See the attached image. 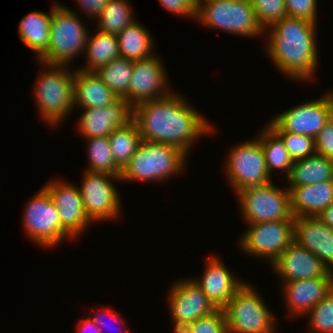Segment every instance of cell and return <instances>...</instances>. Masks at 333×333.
<instances>
[{"label": "cell", "instance_id": "obj_1", "mask_svg": "<svg viewBox=\"0 0 333 333\" xmlns=\"http://www.w3.org/2000/svg\"><path fill=\"white\" fill-rule=\"evenodd\" d=\"M132 119L142 140L169 144L187 155L199 137L214 130L210 122L175 91L162 99L135 105Z\"/></svg>", "mask_w": 333, "mask_h": 333}, {"label": "cell", "instance_id": "obj_2", "mask_svg": "<svg viewBox=\"0 0 333 333\" xmlns=\"http://www.w3.org/2000/svg\"><path fill=\"white\" fill-rule=\"evenodd\" d=\"M317 23L286 16L266 30V50L271 61L286 77L310 81L316 73Z\"/></svg>", "mask_w": 333, "mask_h": 333}, {"label": "cell", "instance_id": "obj_3", "mask_svg": "<svg viewBox=\"0 0 333 333\" xmlns=\"http://www.w3.org/2000/svg\"><path fill=\"white\" fill-rule=\"evenodd\" d=\"M188 155L164 143L142 140L129 162L121 170L120 181L158 182L182 173Z\"/></svg>", "mask_w": 333, "mask_h": 333}, {"label": "cell", "instance_id": "obj_4", "mask_svg": "<svg viewBox=\"0 0 333 333\" xmlns=\"http://www.w3.org/2000/svg\"><path fill=\"white\" fill-rule=\"evenodd\" d=\"M34 88L40 117L52 127L63 123L74 110V75L67 66L42 63Z\"/></svg>", "mask_w": 333, "mask_h": 333}, {"label": "cell", "instance_id": "obj_5", "mask_svg": "<svg viewBox=\"0 0 333 333\" xmlns=\"http://www.w3.org/2000/svg\"><path fill=\"white\" fill-rule=\"evenodd\" d=\"M78 15L73 10L54 2L49 47L38 59L40 64L68 66L80 52L84 53L90 33Z\"/></svg>", "mask_w": 333, "mask_h": 333}, {"label": "cell", "instance_id": "obj_6", "mask_svg": "<svg viewBox=\"0 0 333 333\" xmlns=\"http://www.w3.org/2000/svg\"><path fill=\"white\" fill-rule=\"evenodd\" d=\"M197 20L206 27L233 35L248 38L265 35L249 0H197Z\"/></svg>", "mask_w": 333, "mask_h": 333}, {"label": "cell", "instance_id": "obj_7", "mask_svg": "<svg viewBox=\"0 0 333 333\" xmlns=\"http://www.w3.org/2000/svg\"><path fill=\"white\" fill-rule=\"evenodd\" d=\"M254 288L244 283L223 308L228 333H275V316Z\"/></svg>", "mask_w": 333, "mask_h": 333}, {"label": "cell", "instance_id": "obj_8", "mask_svg": "<svg viewBox=\"0 0 333 333\" xmlns=\"http://www.w3.org/2000/svg\"><path fill=\"white\" fill-rule=\"evenodd\" d=\"M277 187L269 182L237 192L240 213L248 224L294 220L290 210L289 190Z\"/></svg>", "mask_w": 333, "mask_h": 333}, {"label": "cell", "instance_id": "obj_9", "mask_svg": "<svg viewBox=\"0 0 333 333\" xmlns=\"http://www.w3.org/2000/svg\"><path fill=\"white\" fill-rule=\"evenodd\" d=\"M23 219L24 231L36 245L53 248L66 238L74 239L62 226L58 209L44 188L26 204Z\"/></svg>", "mask_w": 333, "mask_h": 333}, {"label": "cell", "instance_id": "obj_10", "mask_svg": "<svg viewBox=\"0 0 333 333\" xmlns=\"http://www.w3.org/2000/svg\"><path fill=\"white\" fill-rule=\"evenodd\" d=\"M225 161V174L234 192L251 186L272 182L265 156L257 137L237 144L230 150Z\"/></svg>", "mask_w": 333, "mask_h": 333}, {"label": "cell", "instance_id": "obj_11", "mask_svg": "<svg viewBox=\"0 0 333 333\" xmlns=\"http://www.w3.org/2000/svg\"><path fill=\"white\" fill-rule=\"evenodd\" d=\"M81 187L78 186L83 207L91 222H103L117 219L122 213L121 199L117 188L112 183L120 176L107 173L84 171Z\"/></svg>", "mask_w": 333, "mask_h": 333}, {"label": "cell", "instance_id": "obj_12", "mask_svg": "<svg viewBox=\"0 0 333 333\" xmlns=\"http://www.w3.org/2000/svg\"><path fill=\"white\" fill-rule=\"evenodd\" d=\"M239 237L246 254L263 257L270 265L288 248L294 238V220L252 223Z\"/></svg>", "mask_w": 333, "mask_h": 333}, {"label": "cell", "instance_id": "obj_13", "mask_svg": "<svg viewBox=\"0 0 333 333\" xmlns=\"http://www.w3.org/2000/svg\"><path fill=\"white\" fill-rule=\"evenodd\" d=\"M331 119V107L327 96L294 106L269 120L274 132H289L315 138Z\"/></svg>", "mask_w": 333, "mask_h": 333}, {"label": "cell", "instance_id": "obj_14", "mask_svg": "<svg viewBox=\"0 0 333 333\" xmlns=\"http://www.w3.org/2000/svg\"><path fill=\"white\" fill-rule=\"evenodd\" d=\"M171 287L167 301L174 333H179L190 323L218 310L192 278L175 282Z\"/></svg>", "mask_w": 333, "mask_h": 333}, {"label": "cell", "instance_id": "obj_15", "mask_svg": "<svg viewBox=\"0 0 333 333\" xmlns=\"http://www.w3.org/2000/svg\"><path fill=\"white\" fill-rule=\"evenodd\" d=\"M161 59L156 55L133 62V73L127 90V102L135 105L168 96L167 73Z\"/></svg>", "mask_w": 333, "mask_h": 333}, {"label": "cell", "instance_id": "obj_16", "mask_svg": "<svg viewBox=\"0 0 333 333\" xmlns=\"http://www.w3.org/2000/svg\"><path fill=\"white\" fill-rule=\"evenodd\" d=\"M43 188L58 209L62 226L74 238L81 236L92 222L85 213L78 186L62 180H50Z\"/></svg>", "mask_w": 333, "mask_h": 333}, {"label": "cell", "instance_id": "obj_17", "mask_svg": "<svg viewBox=\"0 0 333 333\" xmlns=\"http://www.w3.org/2000/svg\"><path fill=\"white\" fill-rule=\"evenodd\" d=\"M83 109L75 124L85 139L108 137L113 130L126 125L133 117V107L123 98H118L106 107Z\"/></svg>", "mask_w": 333, "mask_h": 333}, {"label": "cell", "instance_id": "obj_18", "mask_svg": "<svg viewBox=\"0 0 333 333\" xmlns=\"http://www.w3.org/2000/svg\"><path fill=\"white\" fill-rule=\"evenodd\" d=\"M270 266L283 282L324 277L330 272L317 256L295 241Z\"/></svg>", "mask_w": 333, "mask_h": 333}, {"label": "cell", "instance_id": "obj_19", "mask_svg": "<svg viewBox=\"0 0 333 333\" xmlns=\"http://www.w3.org/2000/svg\"><path fill=\"white\" fill-rule=\"evenodd\" d=\"M284 283L283 295L288 308V315L302 317L315 307L325 296L333 290V272L324 277L302 279ZM293 315V316H292Z\"/></svg>", "mask_w": 333, "mask_h": 333}, {"label": "cell", "instance_id": "obj_20", "mask_svg": "<svg viewBox=\"0 0 333 333\" xmlns=\"http://www.w3.org/2000/svg\"><path fill=\"white\" fill-rule=\"evenodd\" d=\"M293 241L312 252L333 272V228L317 216L294 217Z\"/></svg>", "mask_w": 333, "mask_h": 333}, {"label": "cell", "instance_id": "obj_21", "mask_svg": "<svg viewBox=\"0 0 333 333\" xmlns=\"http://www.w3.org/2000/svg\"><path fill=\"white\" fill-rule=\"evenodd\" d=\"M208 258L203 277L193 280L217 309H223L246 282L236 279L218 256L211 255Z\"/></svg>", "mask_w": 333, "mask_h": 333}, {"label": "cell", "instance_id": "obj_22", "mask_svg": "<svg viewBox=\"0 0 333 333\" xmlns=\"http://www.w3.org/2000/svg\"><path fill=\"white\" fill-rule=\"evenodd\" d=\"M290 210L293 217H314L333 203V180L292 187Z\"/></svg>", "mask_w": 333, "mask_h": 333}, {"label": "cell", "instance_id": "obj_23", "mask_svg": "<svg viewBox=\"0 0 333 333\" xmlns=\"http://www.w3.org/2000/svg\"><path fill=\"white\" fill-rule=\"evenodd\" d=\"M118 97L95 72L76 69L74 75V105L81 108L106 107Z\"/></svg>", "mask_w": 333, "mask_h": 333}, {"label": "cell", "instance_id": "obj_24", "mask_svg": "<svg viewBox=\"0 0 333 333\" xmlns=\"http://www.w3.org/2000/svg\"><path fill=\"white\" fill-rule=\"evenodd\" d=\"M287 189L333 180V159L314 154L295 161L291 168Z\"/></svg>", "mask_w": 333, "mask_h": 333}, {"label": "cell", "instance_id": "obj_25", "mask_svg": "<svg viewBox=\"0 0 333 333\" xmlns=\"http://www.w3.org/2000/svg\"><path fill=\"white\" fill-rule=\"evenodd\" d=\"M50 14L33 11L26 14L19 24V37L32 51L36 52L37 60L48 50L50 39Z\"/></svg>", "mask_w": 333, "mask_h": 333}, {"label": "cell", "instance_id": "obj_26", "mask_svg": "<svg viewBox=\"0 0 333 333\" xmlns=\"http://www.w3.org/2000/svg\"><path fill=\"white\" fill-rule=\"evenodd\" d=\"M120 57L132 61L149 58L155 54L150 32L137 20L117 34Z\"/></svg>", "mask_w": 333, "mask_h": 333}, {"label": "cell", "instance_id": "obj_27", "mask_svg": "<svg viewBox=\"0 0 333 333\" xmlns=\"http://www.w3.org/2000/svg\"><path fill=\"white\" fill-rule=\"evenodd\" d=\"M84 52L88 58L87 65L77 69L84 72L96 71L110 61L120 58L117 35L97 30L93 36H88Z\"/></svg>", "mask_w": 333, "mask_h": 333}, {"label": "cell", "instance_id": "obj_28", "mask_svg": "<svg viewBox=\"0 0 333 333\" xmlns=\"http://www.w3.org/2000/svg\"><path fill=\"white\" fill-rule=\"evenodd\" d=\"M108 139L114 162L121 170L142 142L139 128L133 119L126 125L113 130Z\"/></svg>", "mask_w": 333, "mask_h": 333}, {"label": "cell", "instance_id": "obj_29", "mask_svg": "<svg viewBox=\"0 0 333 333\" xmlns=\"http://www.w3.org/2000/svg\"><path fill=\"white\" fill-rule=\"evenodd\" d=\"M265 156V163L270 176L275 169L285 171V178L290 175L294 161L289 155L281 138L267 125L256 136Z\"/></svg>", "mask_w": 333, "mask_h": 333}, {"label": "cell", "instance_id": "obj_30", "mask_svg": "<svg viewBox=\"0 0 333 333\" xmlns=\"http://www.w3.org/2000/svg\"><path fill=\"white\" fill-rule=\"evenodd\" d=\"M133 62L120 57L99 67L94 72L118 98L127 101V90L133 73Z\"/></svg>", "mask_w": 333, "mask_h": 333}, {"label": "cell", "instance_id": "obj_31", "mask_svg": "<svg viewBox=\"0 0 333 333\" xmlns=\"http://www.w3.org/2000/svg\"><path fill=\"white\" fill-rule=\"evenodd\" d=\"M133 13L127 0H110L96 18L97 30L102 33L117 35L136 21Z\"/></svg>", "mask_w": 333, "mask_h": 333}, {"label": "cell", "instance_id": "obj_32", "mask_svg": "<svg viewBox=\"0 0 333 333\" xmlns=\"http://www.w3.org/2000/svg\"><path fill=\"white\" fill-rule=\"evenodd\" d=\"M88 168L86 171L120 176L121 169L115 164L108 137L88 138Z\"/></svg>", "mask_w": 333, "mask_h": 333}, {"label": "cell", "instance_id": "obj_33", "mask_svg": "<svg viewBox=\"0 0 333 333\" xmlns=\"http://www.w3.org/2000/svg\"><path fill=\"white\" fill-rule=\"evenodd\" d=\"M254 8L258 24L263 31L287 16L285 0H249Z\"/></svg>", "mask_w": 333, "mask_h": 333}, {"label": "cell", "instance_id": "obj_34", "mask_svg": "<svg viewBox=\"0 0 333 333\" xmlns=\"http://www.w3.org/2000/svg\"><path fill=\"white\" fill-rule=\"evenodd\" d=\"M307 314L311 332L333 333V290Z\"/></svg>", "mask_w": 333, "mask_h": 333}, {"label": "cell", "instance_id": "obj_35", "mask_svg": "<svg viewBox=\"0 0 333 333\" xmlns=\"http://www.w3.org/2000/svg\"><path fill=\"white\" fill-rule=\"evenodd\" d=\"M283 141L292 160L298 161L316 154L315 138L289 132H275Z\"/></svg>", "mask_w": 333, "mask_h": 333}, {"label": "cell", "instance_id": "obj_36", "mask_svg": "<svg viewBox=\"0 0 333 333\" xmlns=\"http://www.w3.org/2000/svg\"><path fill=\"white\" fill-rule=\"evenodd\" d=\"M179 333H228L223 309L190 323Z\"/></svg>", "mask_w": 333, "mask_h": 333}, {"label": "cell", "instance_id": "obj_37", "mask_svg": "<svg viewBox=\"0 0 333 333\" xmlns=\"http://www.w3.org/2000/svg\"><path fill=\"white\" fill-rule=\"evenodd\" d=\"M287 16L317 22V0H285Z\"/></svg>", "mask_w": 333, "mask_h": 333}, {"label": "cell", "instance_id": "obj_38", "mask_svg": "<svg viewBox=\"0 0 333 333\" xmlns=\"http://www.w3.org/2000/svg\"><path fill=\"white\" fill-rule=\"evenodd\" d=\"M316 154L333 159V119L331 118L315 137Z\"/></svg>", "mask_w": 333, "mask_h": 333}, {"label": "cell", "instance_id": "obj_39", "mask_svg": "<svg viewBox=\"0 0 333 333\" xmlns=\"http://www.w3.org/2000/svg\"><path fill=\"white\" fill-rule=\"evenodd\" d=\"M161 6L175 15L191 17L196 21L197 0H158Z\"/></svg>", "mask_w": 333, "mask_h": 333}, {"label": "cell", "instance_id": "obj_40", "mask_svg": "<svg viewBox=\"0 0 333 333\" xmlns=\"http://www.w3.org/2000/svg\"><path fill=\"white\" fill-rule=\"evenodd\" d=\"M78 1V5L84 13L86 14L87 18L94 19L100 15L103 8L107 5L110 0H76ZM88 14V15H87Z\"/></svg>", "mask_w": 333, "mask_h": 333}, {"label": "cell", "instance_id": "obj_41", "mask_svg": "<svg viewBox=\"0 0 333 333\" xmlns=\"http://www.w3.org/2000/svg\"><path fill=\"white\" fill-rule=\"evenodd\" d=\"M107 310H105V312H104V309L101 308L100 309V314L101 315L105 314L106 316L108 315L110 318L114 319L113 322L117 321V323L120 322V324H121V322L125 323L124 320L120 318V315L118 313H116V312H114V311H112L110 309H107ZM104 318H105L104 316H99V317L98 316H94V317L90 318L98 326V328L100 329L101 333L105 332V331H103L104 327H105V325L108 324V323H106L105 321L102 320Z\"/></svg>", "mask_w": 333, "mask_h": 333}, {"label": "cell", "instance_id": "obj_42", "mask_svg": "<svg viewBox=\"0 0 333 333\" xmlns=\"http://www.w3.org/2000/svg\"><path fill=\"white\" fill-rule=\"evenodd\" d=\"M77 333H101L98 326L87 317L80 320V323L77 325Z\"/></svg>", "mask_w": 333, "mask_h": 333}, {"label": "cell", "instance_id": "obj_43", "mask_svg": "<svg viewBox=\"0 0 333 333\" xmlns=\"http://www.w3.org/2000/svg\"><path fill=\"white\" fill-rule=\"evenodd\" d=\"M317 217L330 228H333V203L323 210Z\"/></svg>", "mask_w": 333, "mask_h": 333}, {"label": "cell", "instance_id": "obj_44", "mask_svg": "<svg viewBox=\"0 0 333 333\" xmlns=\"http://www.w3.org/2000/svg\"><path fill=\"white\" fill-rule=\"evenodd\" d=\"M328 98V101L330 103V107H331V118L333 119V91H329L327 92V94H325Z\"/></svg>", "mask_w": 333, "mask_h": 333}]
</instances>
